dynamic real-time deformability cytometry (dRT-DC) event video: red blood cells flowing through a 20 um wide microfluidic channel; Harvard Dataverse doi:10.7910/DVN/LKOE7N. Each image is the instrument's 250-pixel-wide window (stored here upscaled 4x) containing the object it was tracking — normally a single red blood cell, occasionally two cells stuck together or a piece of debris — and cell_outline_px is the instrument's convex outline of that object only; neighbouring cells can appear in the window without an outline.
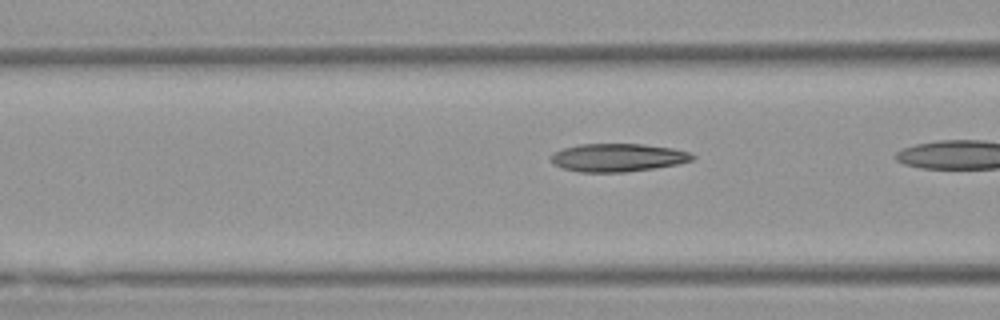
{"species": "Egyptian fruit bat (a non-hibernating species)", "species_latin": "Rousettus aegyptiacus", "temperature_condition": "warm", "stored_images_in_passage": 21, "camera_frame_rate_fps": 3000, "um_per_image_px": 0.085, "animal": {"sex": "female"}, "frame": {"image": 1, "passage_image": 18, "time_ms": 5.667, "image_size_px": [1000, 320], "cell_outline_px": [[696, 156], [692, 160], [680, 164], [656, 168], [624, 172], [580, 172], [564, 168], [552, 164], [548, 156], [552, 152], [564, 148], [580, 144], [644, 144], [672, 148], [692, 152]], "centroid_in_image_um": [52.52, 13.39], "position_along_channel_um": 114.1, "area_um2": 23.47}}